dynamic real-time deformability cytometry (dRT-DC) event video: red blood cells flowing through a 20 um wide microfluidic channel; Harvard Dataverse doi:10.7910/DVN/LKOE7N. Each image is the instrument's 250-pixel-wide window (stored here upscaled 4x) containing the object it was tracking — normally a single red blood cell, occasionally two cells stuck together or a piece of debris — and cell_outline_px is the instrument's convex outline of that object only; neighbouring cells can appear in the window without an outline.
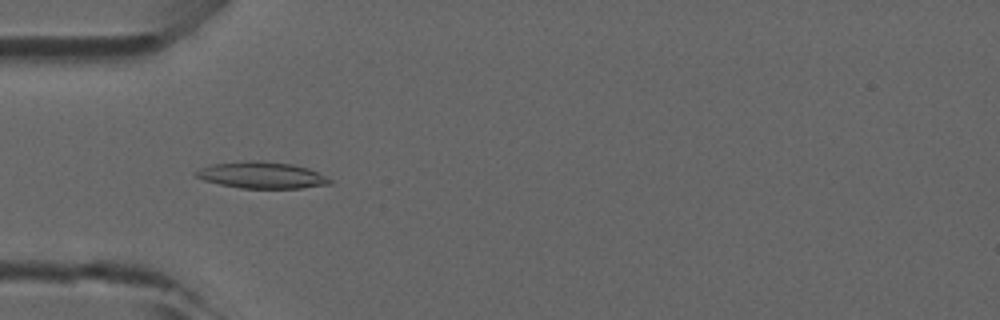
{"species": "common noctule bat (a hibernating species)", "species_latin": "Nyctalus noctula", "temperature_condition": "room temperature", "stored_images_in_passage": 47, "camera_frame_rate_fps": 3000, "um_per_image_px": 0.085, "animal": {"sex": "male", "forearm_length_mm": 52.5}, "frame": {"image": 1, "passage_image": 14, "time_ms": 4.333, "image_size_px": [1000, 320], "cell_outline_px": [[332, 184], [300, 188], [240, 188], [220, 184], [204, 180], [196, 176], [192, 172], [200, 168], [212, 164], [248, 160], [260, 160], [292, 164], [308, 168], [332, 180]], "centroid_in_image_um": [22.22, 14.88], "position_along_channel_um": 62.8, "area_um2": 20.69}}